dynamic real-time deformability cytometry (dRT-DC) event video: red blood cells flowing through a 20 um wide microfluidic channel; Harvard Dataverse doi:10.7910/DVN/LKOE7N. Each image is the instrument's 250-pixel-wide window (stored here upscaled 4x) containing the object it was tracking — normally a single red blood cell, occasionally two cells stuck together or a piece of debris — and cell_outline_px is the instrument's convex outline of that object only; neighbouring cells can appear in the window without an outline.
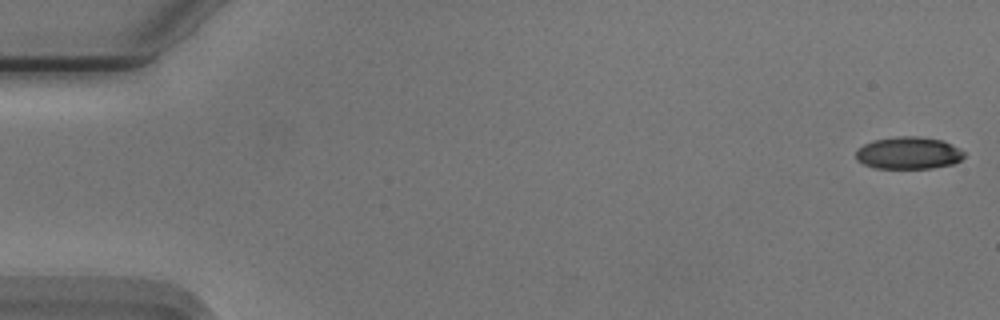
{"species": "Egyptian fruit bat (a non-hibernating species)", "species_latin": "Rousettus aegyptiacus", "temperature_condition": "cold", "stored_images_in_passage": 54, "camera_frame_rate_fps": 3000, "um_per_image_px": 0.085, "animal": {"sex": "male"}, "frame": {"image": 1, "passage_image": 1, "time_ms": 0.0, "image_size_px": [1000, 320], "cell_outline_px": [[964, 156], [960, 160], [952, 164], [932, 168], [876, 168], [864, 164], [856, 160], [856, 148], [872, 140], [896, 136], [920, 136], [944, 140], [960, 148], [964, 152]], "centroid_in_image_um": [77.22, 12.99], "position_along_channel_um": 7.8, "area_um2": 20.58}}
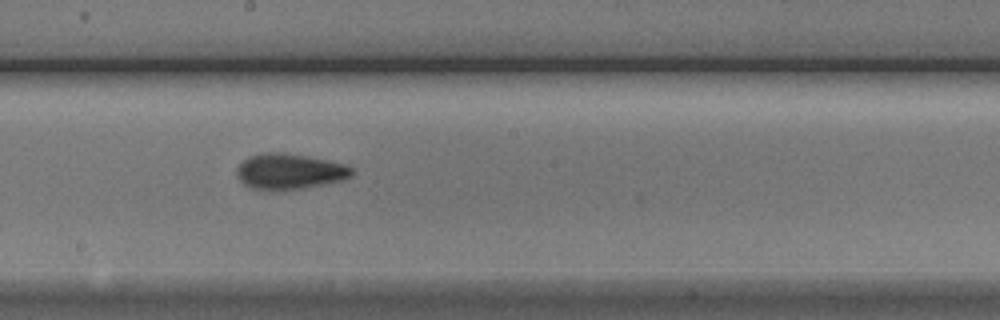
{"frame": {"image": 2, "passage_image": 30, "time_ms": 9.667, "image_size_px": [1000, 320], "cell_outline_px": [[352, 176], [344, 180], [304, 188], [268, 192], [252, 188], [244, 184], [236, 176], [236, 168], [248, 156], [260, 152], [284, 152], [308, 156], [340, 164], [352, 168]], "centroid_in_image_um": [24.53, 14.59], "position_along_channel_um": 223.7, "area_um2": 24.16}}
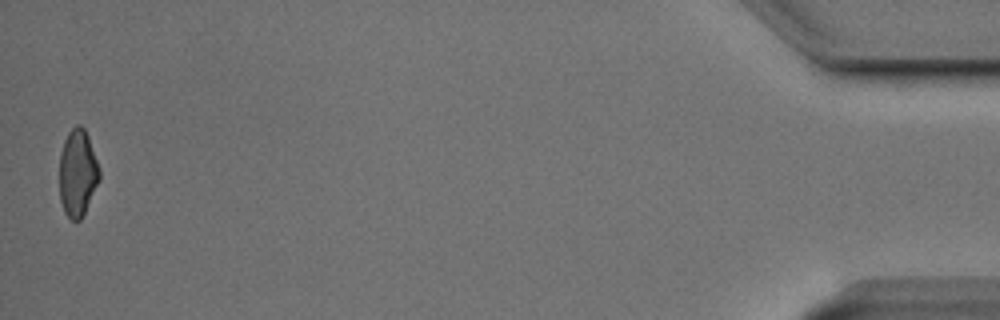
{"frame": {"image": 3, "passage_image": 54, "time_ms": 17.667, "image_size_px": [1000, 320], "cell_outline_px": [[100, 180], [80, 220], [72, 220], [64, 212], [60, 200], [60, 152], [64, 140], [68, 132], [76, 124], [80, 124], [84, 128], [88, 136], [100, 168]], "centroid_in_image_um": [6.6, 14.67], "position_along_channel_um": 428.6, "area_um2": 20.29}, "authors_computed_cell_mechanics": {"area_um2": 21.675, "velocity_mm_per_s": 3.7525, "shape_relaxation_time_tau1_ms": 5.573, "shape_relaxation_time_tau2_ms": 2.4346, "deformation_change_tau1": 0.1221, "deformation_change_tau2": 0.0724}}